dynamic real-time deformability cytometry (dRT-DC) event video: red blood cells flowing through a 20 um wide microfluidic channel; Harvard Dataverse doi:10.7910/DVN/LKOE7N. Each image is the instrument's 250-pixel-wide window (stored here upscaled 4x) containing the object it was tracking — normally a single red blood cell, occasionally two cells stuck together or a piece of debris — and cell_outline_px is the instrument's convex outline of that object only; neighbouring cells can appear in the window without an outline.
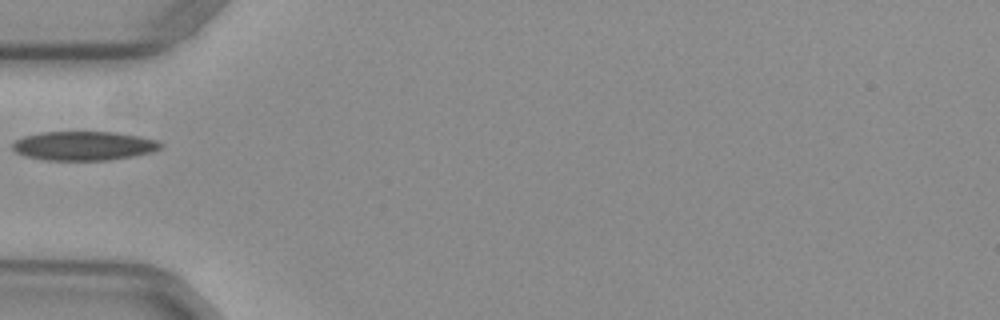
{"species": "common noctule bat (a hibernating species)", "species_latin": "Nyctalus noctula", "temperature_condition": "warm", "stored_images_in_passage": 34, "camera_frame_rate_fps": 3000, "um_per_image_px": 0.085, "animal": {"sex": "female", "body_mass_g": 29.2, "forearm_length_mm": 56.3}, "frame": {"image": 1, "passage_image": 1, "time_ms": 0.0, "image_size_px": [1000, 320], "cell_outline_px": [[164, 144], [160, 148], [152, 152], [132, 156], [108, 160], [48, 160], [28, 156], [16, 152], [12, 148], [12, 144], [16, 140], [24, 136], [40, 132], [116, 132], [140, 136], [160, 140]], "centroid_in_image_um": [7.17, 12.38], "position_along_channel_um": 77.8, "area_um2": 25.09}}
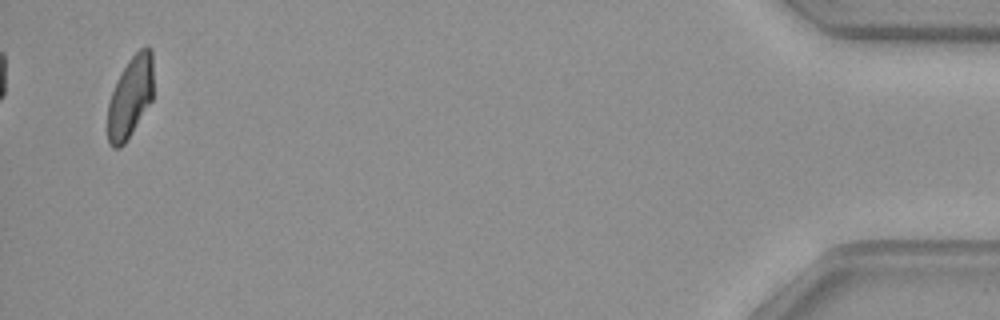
{"frame": {"image": 2, "passage_image": 34, "time_ms": 11.0, "image_size_px": [1000, 320], "cell_outline_px": [[152, 100], [124, 144], [120, 148], [112, 148], [108, 144], [108, 104], [112, 92], [120, 72], [128, 60], [140, 48], [148, 44], [152, 48]], "centroid_in_image_um": [11.07, 8.22], "position_along_channel_um": 424.1, "area_um2": 21.62}}